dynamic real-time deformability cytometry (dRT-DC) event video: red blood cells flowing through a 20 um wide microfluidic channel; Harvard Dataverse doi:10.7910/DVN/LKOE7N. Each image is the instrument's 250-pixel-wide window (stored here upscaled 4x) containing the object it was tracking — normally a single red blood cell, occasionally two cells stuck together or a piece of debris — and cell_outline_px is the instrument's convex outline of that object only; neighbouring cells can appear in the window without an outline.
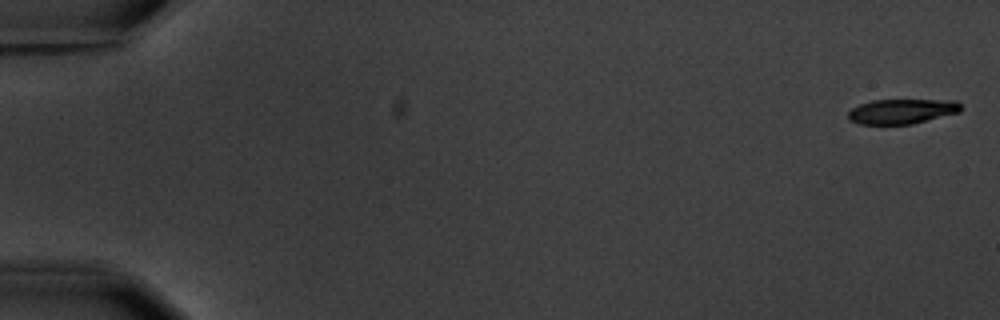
{"species": "common noctule bat (a hibernating species)", "species_latin": "Nyctalus noctula", "temperature_condition": "warm", "stored_images_in_passage": 5, "camera_frame_rate_fps": 3000, "um_per_image_px": 0.085, "animal": {"sex": "male", "body_mass_g": 20.1, "forearm_length_mm": 53.5}, "frame": {"image": 1, "passage_image": 1, "time_ms": 0.0, "image_size_px": [1000, 320], "cell_outline_px": [[960, 112], [912, 124], [860, 124], [848, 120], [848, 112], [852, 108], [860, 104], [872, 100], [956, 100], [960, 104]], "centroid_in_image_um": [76.64, 9.46], "position_along_channel_um": 8.4, "area_um2": 16.3}}
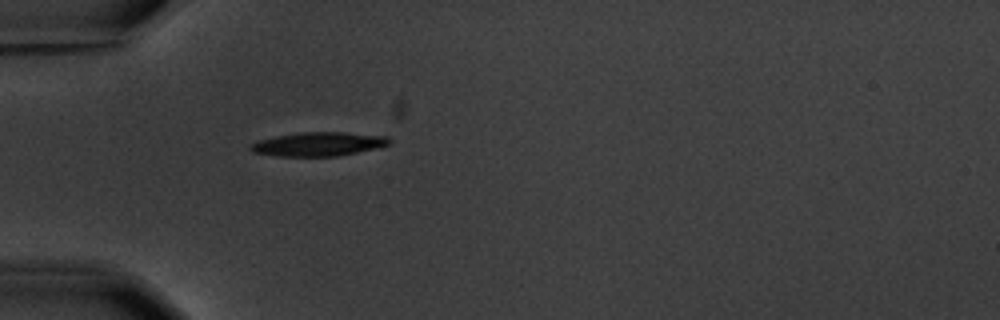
{"frame": {"image": 2, "passage_image": 5, "time_ms": 5.667, "image_size_px": [1000, 320], "cell_outline_px": [[392, 144], [376, 148], [336, 156], [280, 156], [252, 152], [248, 148], [248, 144], [260, 140], [276, 136], [296, 132], [344, 132], [388, 136], [392, 140]], "centroid_in_image_um": [27.07, 12.24], "position_along_channel_um": 57.9, "area_um2": 19.42}}